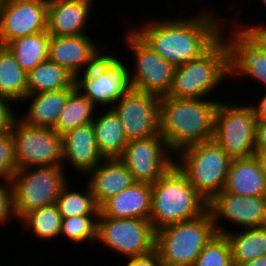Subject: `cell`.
Instances as JSON below:
<instances>
[{
  "instance_id": "10",
  "label": "cell",
  "mask_w": 266,
  "mask_h": 266,
  "mask_svg": "<svg viewBox=\"0 0 266 266\" xmlns=\"http://www.w3.org/2000/svg\"><path fill=\"white\" fill-rule=\"evenodd\" d=\"M11 132L18 169L63 166L62 136L53 128L29 125L16 115Z\"/></svg>"
},
{
  "instance_id": "25",
  "label": "cell",
  "mask_w": 266,
  "mask_h": 266,
  "mask_svg": "<svg viewBox=\"0 0 266 266\" xmlns=\"http://www.w3.org/2000/svg\"><path fill=\"white\" fill-rule=\"evenodd\" d=\"M105 111L92 121L96 145L103 158H120L128 140L114 110L108 108Z\"/></svg>"
},
{
  "instance_id": "13",
  "label": "cell",
  "mask_w": 266,
  "mask_h": 266,
  "mask_svg": "<svg viewBox=\"0 0 266 266\" xmlns=\"http://www.w3.org/2000/svg\"><path fill=\"white\" fill-rule=\"evenodd\" d=\"M172 154L158 133L143 139L129 140L120 159L135 181L152 184L175 163Z\"/></svg>"
},
{
  "instance_id": "23",
  "label": "cell",
  "mask_w": 266,
  "mask_h": 266,
  "mask_svg": "<svg viewBox=\"0 0 266 266\" xmlns=\"http://www.w3.org/2000/svg\"><path fill=\"white\" fill-rule=\"evenodd\" d=\"M223 192L240 196H266V178L255 155L233 159Z\"/></svg>"
},
{
  "instance_id": "29",
  "label": "cell",
  "mask_w": 266,
  "mask_h": 266,
  "mask_svg": "<svg viewBox=\"0 0 266 266\" xmlns=\"http://www.w3.org/2000/svg\"><path fill=\"white\" fill-rule=\"evenodd\" d=\"M49 42L50 35L46 31L14 39L6 47L28 73L41 62L48 60Z\"/></svg>"
},
{
  "instance_id": "31",
  "label": "cell",
  "mask_w": 266,
  "mask_h": 266,
  "mask_svg": "<svg viewBox=\"0 0 266 266\" xmlns=\"http://www.w3.org/2000/svg\"><path fill=\"white\" fill-rule=\"evenodd\" d=\"M24 229H30L41 240H55L60 237L62 217L56 204L39 207L26 213L21 219ZM50 239V240H49Z\"/></svg>"
},
{
  "instance_id": "18",
  "label": "cell",
  "mask_w": 266,
  "mask_h": 266,
  "mask_svg": "<svg viewBox=\"0 0 266 266\" xmlns=\"http://www.w3.org/2000/svg\"><path fill=\"white\" fill-rule=\"evenodd\" d=\"M92 40L87 34L50 35L48 60L64 67L76 78L90 68L102 56L101 54H104V48L101 49L102 45H98L96 41Z\"/></svg>"
},
{
  "instance_id": "2",
  "label": "cell",
  "mask_w": 266,
  "mask_h": 266,
  "mask_svg": "<svg viewBox=\"0 0 266 266\" xmlns=\"http://www.w3.org/2000/svg\"><path fill=\"white\" fill-rule=\"evenodd\" d=\"M214 100L160 96L159 133L174 154L186 146L213 138L220 101Z\"/></svg>"
},
{
  "instance_id": "4",
  "label": "cell",
  "mask_w": 266,
  "mask_h": 266,
  "mask_svg": "<svg viewBox=\"0 0 266 266\" xmlns=\"http://www.w3.org/2000/svg\"><path fill=\"white\" fill-rule=\"evenodd\" d=\"M228 76V47L221 36L199 58L175 66L166 96L178 99L207 98Z\"/></svg>"
},
{
  "instance_id": "36",
  "label": "cell",
  "mask_w": 266,
  "mask_h": 266,
  "mask_svg": "<svg viewBox=\"0 0 266 266\" xmlns=\"http://www.w3.org/2000/svg\"><path fill=\"white\" fill-rule=\"evenodd\" d=\"M3 184H0V225L16 218L11 184L8 181H4Z\"/></svg>"
},
{
  "instance_id": "14",
  "label": "cell",
  "mask_w": 266,
  "mask_h": 266,
  "mask_svg": "<svg viewBox=\"0 0 266 266\" xmlns=\"http://www.w3.org/2000/svg\"><path fill=\"white\" fill-rule=\"evenodd\" d=\"M160 96L131 90L111 107L126 139H143L159 133Z\"/></svg>"
},
{
  "instance_id": "40",
  "label": "cell",
  "mask_w": 266,
  "mask_h": 266,
  "mask_svg": "<svg viewBox=\"0 0 266 266\" xmlns=\"http://www.w3.org/2000/svg\"><path fill=\"white\" fill-rule=\"evenodd\" d=\"M255 152L266 151V120H257L255 126Z\"/></svg>"
},
{
  "instance_id": "22",
  "label": "cell",
  "mask_w": 266,
  "mask_h": 266,
  "mask_svg": "<svg viewBox=\"0 0 266 266\" xmlns=\"http://www.w3.org/2000/svg\"><path fill=\"white\" fill-rule=\"evenodd\" d=\"M90 175L89 184L97 205L100 207L106 200L122 192L134 182L133 176L120 158H104L86 175Z\"/></svg>"
},
{
  "instance_id": "7",
  "label": "cell",
  "mask_w": 266,
  "mask_h": 266,
  "mask_svg": "<svg viewBox=\"0 0 266 266\" xmlns=\"http://www.w3.org/2000/svg\"><path fill=\"white\" fill-rule=\"evenodd\" d=\"M63 166L18 169L10 179L16 220L39 207L56 204L69 181ZM65 174V175H64Z\"/></svg>"
},
{
  "instance_id": "17",
  "label": "cell",
  "mask_w": 266,
  "mask_h": 266,
  "mask_svg": "<svg viewBox=\"0 0 266 266\" xmlns=\"http://www.w3.org/2000/svg\"><path fill=\"white\" fill-rule=\"evenodd\" d=\"M230 21L222 25L221 36L228 47L229 77H246L258 81L266 90V55H264L257 44L237 25L232 33L225 37L224 28ZM228 23V24H227ZM236 29V30H235ZM234 33V34H233ZM229 37V39H228Z\"/></svg>"
},
{
  "instance_id": "33",
  "label": "cell",
  "mask_w": 266,
  "mask_h": 266,
  "mask_svg": "<svg viewBox=\"0 0 266 266\" xmlns=\"http://www.w3.org/2000/svg\"><path fill=\"white\" fill-rule=\"evenodd\" d=\"M95 219V220H94ZM98 215H77L62 218L60 235L69 239L68 242L82 243L89 241L96 245Z\"/></svg>"
},
{
  "instance_id": "42",
  "label": "cell",
  "mask_w": 266,
  "mask_h": 266,
  "mask_svg": "<svg viewBox=\"0 0 266 266\" xmlns=\"http://www.w3.org/2000/svg\"><path fill=\"white\" fill-rule=\"evenodd\" d=\"M254 155L258 159L261 170L266 178V151L255 152Z\"/></svg>"
},
{
  "instance_id": "32",
  "label": "cell",
  "mask_w": 266,
  "mask_h": 266,
  "mask_svg": "<svg viewBox=\"0 0 266 266\" xmlns=\"http://www.w3.org/2000/svg\"><path fill=\"white\" fill-rule=\"evenodd\" d=\"M67 182L62 188L56 205L62 218L77 215H99V206L97 205L91 188L88 185L83 189L84 192L73 191Z\"/></svg>"
},
{
  "instance_id": "39",
  "label": "cell",
  "mask_w": 266,
  "mask_h": 266,
  "mask_svg": "<svg viewBox=\"0 0 266 266\" xmlns=\"http://www.w3.org/2000/svg\"><path fill=\"white\" fill-rule=\"evenodd\" d=\"M125 266H163L158 252L154 249L152 252L128 258Z\"/></svg>"
},
{
  "instance_id": "16",
  "label": "cell",
  "mask_w": 266,
  "mask_h": 266,
  "mask_svg": "<svg viewBox=\"0 0 266 266\" xmlns=\"http://www.w3.org/2000/svg\"><path fill=\"white\" fill-rule=\"evenodd\" d=\"M217 233L224 234L219 221L252 228L266 225V196H240L221 191L208 202ZM221 218V219H220Z\"/></svg>"
},
{
  "instance_id": "35",
  "label": "cell",
  "mask_w": 266,
  "mask_h": 266,
  "mask_svg": "<svg viewBox=\"0 0 266 266\" xmlns=\"http://www.w3.org/2000/svg\"><path fill=\"white\" fill-rule=\"evenodd\" d=\"M17 170L12 132H0V181L9 182Z\"/></svg>"
},
{
  "instance_id": "9",
  "label": "cell",
  "mask_w": 266,
  "mask_h": 266,
  "mask_svg": "<svg viewBox=\"0 0 266 266\" xmlns=\"http://www.w3.org/2000/svg\"><path fill=\"white\" fill-rule=\"evenodd\" d=\"M256 121L249 103L240 105L219 101L212 139L232 159L253 156Z\"/></svg>"
},
{
  "instance_id": "37",
  "label": "cell",
  "mask_w": 266,
  "mask_h": 266,
  "mask_svg": "<svg viewBox=\"0 0 266 266\" xmlns=\"http://www.w3.org/2000/svg\"><path fill=\"white\" fill-rule=\"evenodd\" d=\"M239 25V27L257 44V46L261 49L262 53L266 55V26L262 23L259 25Z\"/></svg>"
},
{
  "instance_id": "44",
  "label": "cell",
  "mask_w": 266,
  "mask_h": 266,
  "mask_svg": "<svg viewBox=\"0 0 266 266\" xmlns=\"http://www.w3.org/2000/svg\"><path fill=\"white\" fill-rule=\"evenodd\" d=\"M263 5L266 6V0H262Z\"/></svg>"
},
{
  "instance_id": "20",
  "label": "cell",
  "mask_w": 266,
  "mask_h": 266,
  "mask_svg": "<svg viewBox=\"0 0 266 266\" xmlns=\"http://www.w3.org/2000/svg\"><path fill=\"white\" fill-rule=\"evenodd\" d=\"M63 168L65 162L72 165L79 174L86 175L104 159L96 145L92 123L77 127L62 135Z\"/></svg>"
},
{
  "instance_id": "8",
  "label": "cell",
  "mask_w": 266,
  "mask_h": 266,
  "mask_svg": "<svg viewBox=\"0 0 266 266\" xmlns=\"http://www.w3.org/2000/svg\"><path fill=\"white\" fill-rule=\"evenodd\" d=\"M111 54H102L90 68L75 78L78 90L95 106L104 105L103 108L106 105L111 108L132 90L130 67Z\"/></svg>"
},
{
  "instance_id": "12",
  "label": "cell",
  "mask_w": 266,
  "mask_h": 266,
  "mask_svg": "<svg viewBox=\"0 0 266 266\" xmlns=\"http://www.w3.org/2000/svg\"><path fill=\"white\" fill-rule=\"evenodd\" d=\"M127 31L126 47L133 52L135 63L133 72L130 70L132 89L165 96L171 86L175 66L149 47L131 27L128 26Z\"/></svg>"
},
{
  "instance_id": "38",
  "label": "cell",
  "mask_w": 266,
  "mask_h": 266,
  "mask_svg": "<svg viewBox=\"0 0 266 266\" xmlns=\"http://www.w3.org/2000/svg\"><path fill=\"white\" fill-rule=\"evenodd\" d=\"M12 101L0 97V132L11 130L12 123L15 119V110L12 109Z\"/></svg>"
},
{
  "instance_id": "41",
  "label": "cell",
  "mask_w": 266,
  "mask_h": 266,
  "mask_svg": "<svg viewBox=\"0 0 266 266\" xmlns=\"http://www.w3.org/2000/svg\"><path fill=\"white\" fill-rule=\"evenodd\" d=\"M259 99L261 100L258 101L256 105L255 103L254 104L250 103V105L252 106L254 110V114L257 120H266V93L263 95V97Z\"/></svg>"
},
{
  "instance_id": "1",
  "label": "cell",
  "mask_w": 266,
  "mask_h": 266,
  "mask_svg": "<svg viewBox=\"0 0 266 266\" xmlns=\"http://www.w3.org/2000/svg\"><path fill=\"white\" fill-rule=\"evenodd\" d=\"M219 17L208 9L188 18H153L142 27H130L163 59L179 66L199 58L221 37L222 25L228 18Z\"/></svg>"
},
{
  "instance_id": "19",
  "label": "cell",
  "mask_w": 266,
  "mask_h": 266,
  "mask_svg": "<svg viewBox=\"0 0 266 266\" xmlns=\"http://www.w3.org/2000/svg\"><path fill=\"white\" fill-rule=\"evenodd\" d=\"M93 1L95 2V0H48V34L53 36L86 34L85 28L88 29Z\"/></svg>"
},
{
  "instance_id": "6",
  "label": "cell",
  "mask_w": 266,
  "mask_h": 266,
  "mask_svg": "<svg viewBox=\"0 0 266 266\" xmlns=\"http://www.w3.org/2000/svg\"><path fill=\"white\" fill-rule=\"evenodd\" d=\"M209 211L188 221L155 231V250L163 266H193L202 249L216 234Z\"/></svg>"
},
{
  "instance_id": "15",
  "label": "cell",
  "mask_w": 266,
  "mask_h": 266,
  "mask_svg": "<svg viewBox=\"0 0 266 266\" xmlns=\"http://www.w3.org/2000/svg\"><path fill=\"white\" fill-rule=\"evenodd\" d=\"M48 0H3L0 8V46L47 31Z\"/></svg>"
},
{
  "instance_id": "24",
  "label": "cell",
  "mask_w": 266,
  "mask_h": 266,
  "mask_svg": "<svg viewBox=\"0 0 266 266\" xmlns=\"http://www.w3.org/2000/svg\"><path fill=\"white\" fill-rule=\"evenodd\" d=\"M74 89L28 94L23 100L31 101L28 110L19 118L25 123L38 127L54 128L69 94Z\"/></svg>"
},
{
  "instance_id": "27",
  "label": "cell",
  "mask_w": 266,
  "mask_h": 266,
  "mask_svg": "<svg viewBox=\"0 0 266 266\" xmlns=\"http://www.w3.org/2000/svg\"><path fill=\"white\" fill-rule=\"evenodd\" d=\"M28 94L75 89V77L64 67L46 60L27 73Z\"/></svg>"
},
{
  "instance_id": "30",
  "label": "cell",
  "mask_w": 266,
  "mask_h": 266,
  "mask_svg": "<svg viewBox=\"0 0 266 266\" xmlns=\"http://www.w3.org/2000/svg\"><path fill=\"white\" fill-rule=\"evenodd\" d=\"M95 107L76 87L69 94L57 124L53 129L62 136L70 130L92 123L96 115Z\"/></svg>"
},
{
  "instance_id": "28",
  "label": "cell",
  "mask_w": 266,
  "mask_h": 266,
  "mask_svg": "<svg viewBox=\"0 0 266 266\" xmlns=\"http://www.w3.org/2000/svg\"><path fill=\"white\" fill-rule=\"evenodd\" d=\"M28 95L27 73L6 46H0V97L17 103Z\"/></svg>"
},
{
  "instance_id": "26",
  "label": "cell",
  "mask_w": 266,
  "mask_h": 266,
  "mask_svg": "<svg viewBox=\"0 0 266 266\" xmlns=\"http://www.w3.org/2000/svg\"><path fill=\"white\" fill-rule=\"evenodd\" d=\"M226 229L224 234L230 244L233 266L266 256V225L241 232Z\"/></svg>"
},
{
  "instance_id": "21",
  "label": "cell",
  "mask_w": 266,
  "mask_h": 266,
  "mask_svg": "<svg viewBox=\"0 0 266 266\" xmlns=\"http://www.w3.org/2000/svg\"><path fill=\"white\" fill-rule=\"evenodd\" d=\"M151 212V184L134 182L99 207L98 217L148 219Z\"/></svg>"
},
{
  "instance_id": "3",
  "label": "cell",
  "mask_w": 266,
  "mask_h": 266,
  "mask_svg": "<svg viewBox=\"0 0 266 266\" xmlns=\"http://www.w3.org/2000/svg\"><path fill=\"white\" fill-rule=\"evenodd\" d=\"M208 211V202L174 163L151 184L149 220L155 231L196 219Z\"/></svg>"
},
{
  "instance_id": "5",
  "label": "cell",
  "mask_w": 266,
  "mask_h": 266,
  "mask_svg": "<svg viewBox=\"0 0 266 266\" xmlns=\"http://www.w3.org/2000/svg\"><path fill=\"white\" fill-rule=\"evenodd\" d=\"M175 155L176 166L207 202L223 191L233 159L213 139L186 146Z\"/></svg>"
},
{
  "instance_id": "11",
  "label": "cell",
  "mask_w": 266,
  "mask_h": 266,
  "mask_svg": "<svg viewBox=\"0 0 266 266\" xmlns=\"http://www.w3.org/2000/svg\"><path fill=\"white\" fill-rule=\"evenodd\" d=\"M96 241L124 258L142 256L155 249V230L148 219L98 217Z\"/></svg>"
},
{
  "instance_id": "43",
  "label": "cell",
  "mask_w": 266,
  "mask_h": 266,
  "mask_svg": "<svg viewBox=\"0 0 266 266\" xmlns=\"http://www.w3.org/2000/svg\"><path fill=\"white\" fill-rule=\"evenodd\" d=\"M238 266H266V256L259 257L252 261L240 263Z\"/></svg>"
},
{
  "instance_id": "34",
  "label": "cell",
  "mask_w": 266,
  "mask_h": 266,
  "mask_svg": "<svg viewBox=\"0 0 266 266\" xmlns=\"http://www.w3.org/2000/svg\"><path fill=\"white\" fill-rule=\"evenodd\" d=\"M193 266H233L226 235L216 233L202 249Z\"/></svg>"
},
{
  "instance_id": "45",
  "label": "cell",
  "mask_w": 266,
  "mask_h": 266,
  "mask_svg": "<svg viewBox=\"0 0 266 266\" xmlns=\"http://www.w3.org/2000/svg\"><path fill=\"white\" fill-rule=\"evenodd\" d=\"M2 3H3V0H0V8H1V6H2Z\"/></svg>"
}]
</instances>
